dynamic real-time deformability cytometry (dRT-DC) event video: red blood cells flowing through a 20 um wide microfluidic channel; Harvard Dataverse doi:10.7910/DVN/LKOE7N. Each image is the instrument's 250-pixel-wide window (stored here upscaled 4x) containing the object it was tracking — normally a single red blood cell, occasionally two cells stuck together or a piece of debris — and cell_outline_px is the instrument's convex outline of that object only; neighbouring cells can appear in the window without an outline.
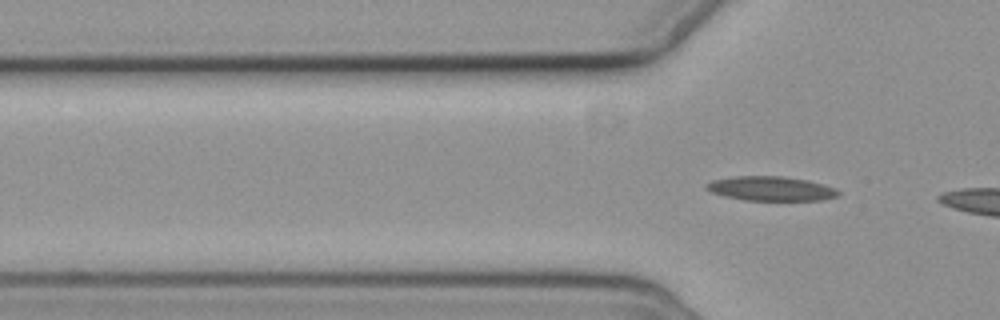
{"species": "common noctule bat (a hibernating species)", "species_latin": "Nyctalus noctula", "temperature_condition": "cold", "stored_images_in_passage": 4, "segment_of_instrument_passage": [2, 2], "camera_frame_rate_fps": 3000, "um_per_image_px": 0.085, "animal": {"sex": "female", "body_mass_g": 19.3, "forearm_length_mm": 54.1}, "frame": {"image": 1, "passage_image": 4, "time_ms": 4.333, "image_size_px": [1000, 320], "cell_outline_px": [[840, 196], [820, 200], [744, 200], [724, 196], [712, 192], [704, 188], [704, 184], [712, 180], [736, 176], [784, 176], [808, 180], [836, 188], [840, 192]], "centroid_in_image_um": [65.53, 16.03], "position_along_channel_um": 60.3, "area_um2": 18.84}}